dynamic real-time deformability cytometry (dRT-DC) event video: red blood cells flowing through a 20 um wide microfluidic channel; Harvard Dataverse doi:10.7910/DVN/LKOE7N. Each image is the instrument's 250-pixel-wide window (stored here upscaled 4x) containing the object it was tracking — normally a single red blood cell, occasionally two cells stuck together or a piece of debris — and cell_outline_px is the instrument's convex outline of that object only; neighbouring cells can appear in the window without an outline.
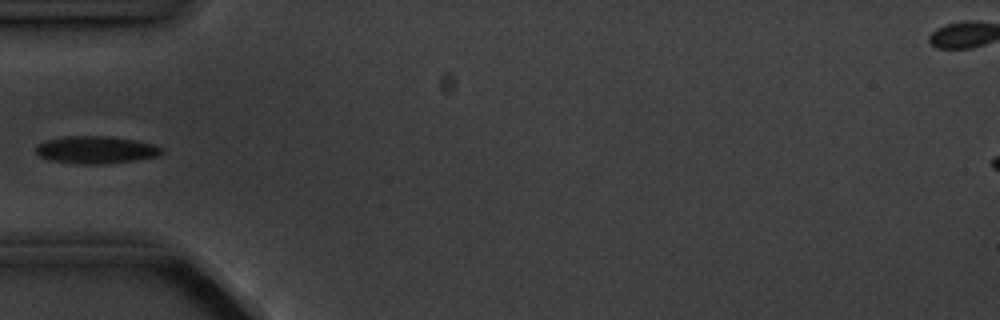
{"species": "common noctule bat (a hibernating species)", "species_latin": "Nyctalus noctula", "temperature_condition": "cold", "stored_images_in_passage": 2, "camera_frame_rate_fps": 3000, "um_per_image_px": 0.085, "animal": {"sex": "male", "body_mass_g": 20.1, "forearm_length_mm": 53.5}, "frame": {"image": 1, "passage_image": 1, "time_ms": 0.0, "image_size_px": [1000, 320], "cell_outline_px": [[164, 152], [160, 156], [136, 160], [100, 164], [76, 164], [48, 160], [40, 156], [36, 152], [36, 144], [48, 140], [64, 136], [108, 136], [136, 140], [152, 144], [164, 148]], "centroid_in_image_um": [8.17, 12.74], "position_along_channel_um": 76.8, "area_um2": 20.29}}